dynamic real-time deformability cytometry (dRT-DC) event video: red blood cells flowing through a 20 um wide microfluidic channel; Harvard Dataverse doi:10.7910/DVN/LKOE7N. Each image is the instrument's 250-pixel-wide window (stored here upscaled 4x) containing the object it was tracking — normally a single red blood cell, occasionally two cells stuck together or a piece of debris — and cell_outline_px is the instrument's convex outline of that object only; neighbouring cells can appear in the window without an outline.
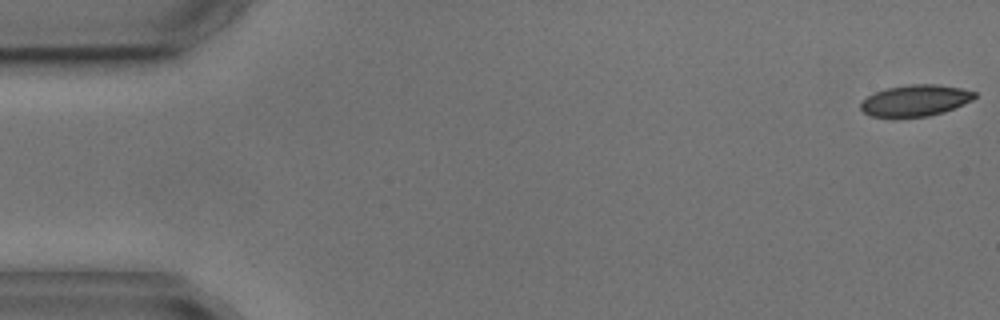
{"species": "common noctule bat (a hibernating species)", "species_latin": "Nyctalus noctula", "temperature_condition": "cold", "stored_images_in_passage": 4, "camera_frame_rate_fps": 3000, "um_per_image_px": 0.085, "animal": {"sex": "male", "body_mass_g": 17.9, "forearm_length_mm": 54.2}, "frame": {"image": 1, "passage_image": 1, "time_ms": 0.0, "image_size_px": [1000, 320], "cell_outline_px": [[976, 96], [972, 100], [964, 104], [944, 112], [928, 116], [892, 120], [872, 116], [864, 112], [860, 108], [860, 104], [868, 96], [884, 88], [908, 84], [936, 84], [960, 88], [976, 92]], "centroid_in_image_um": [77.76, 8.58], "position_along_channel_um": 7.2, "area_um2": 21.39}}